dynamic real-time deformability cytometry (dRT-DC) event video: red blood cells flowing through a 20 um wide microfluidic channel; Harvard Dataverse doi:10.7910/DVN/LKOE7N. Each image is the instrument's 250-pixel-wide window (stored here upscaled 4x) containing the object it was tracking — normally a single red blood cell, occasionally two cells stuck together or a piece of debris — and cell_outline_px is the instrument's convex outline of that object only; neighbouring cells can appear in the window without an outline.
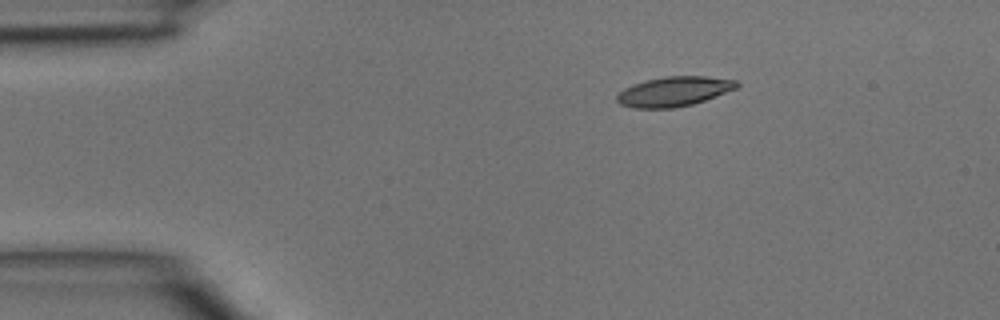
{"species": "common noctule bat (a hibernating species)", "species_latin": "Nyctalus noctula", "temperature_condition": "room temperature", "stored_images_in_passage": 38, "camera_frame_rate_fps": 3000, "um_per_image_px": 0.085, "animal": {"sex": "male", "body_mass_g": 15.6}, "frame": {"image": 1, "passage_image": 1, "time_ms": 0.0, "image_size_px": [1000, 320], "cell_outline_px": [[740, 84], [736, 88], [704, 100], [692, 104], [672, 108], [632, 108], [620, 104], [616, 100], [616, 96], [624, 88], [632, 84], [664, 76], [704, 76], [736, 80]], "centroid_in_image_um": [57.25, 7.77], "position_along_channel_um": 27.7, "area_um2": 20.58}}
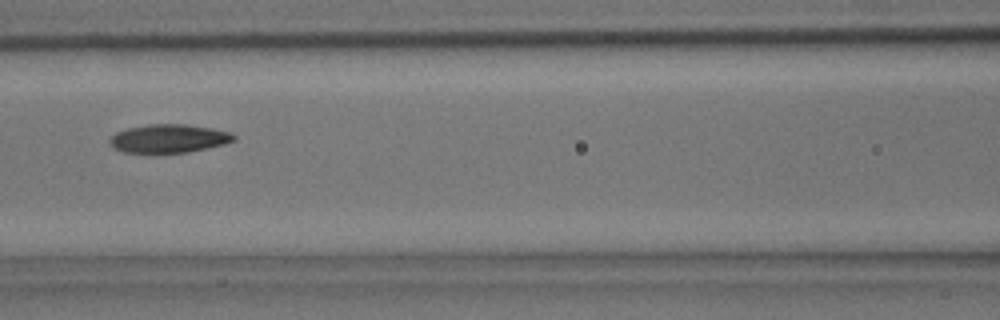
{"frame": {"image": 2, "passage_image": 13, "time_ms": 4.0, "image_size_px": [1000, 320], "cell_outline_px": [[236, 140], [224, 144], [188, 152], [124, 152], [116, 148], [108, 140], [116, 132], [128, 128], [148, 124], [184, 124], [212, 128], [228, 132], [236, 136]], "centroid_in_image_um": [14.37, 11.76], "position_along_channel_um": 152.2, "area_um2": 20.23}}
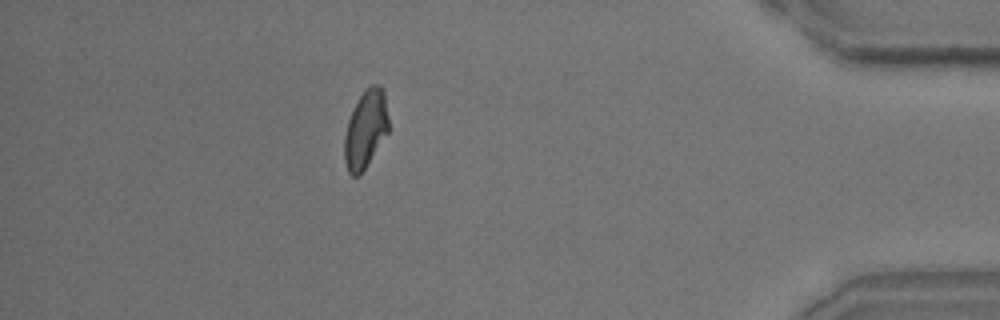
{"frame": {"image": 3, "passage_image": 33, "time_ms": 10.667, "image_size_px": [1000, 320], "cell_outline_px": [[388, 132], [360, 176], [352, 176], [348, 172], [344, 160], [344, 136], [348, 120], [364, 88], [368, 84], [380, 84], [384, 92], [388, 116]], "centroid_in_image_um": [31.07, 10.98], "position_along_channel_um": 404.1, "area_um2": 20.11}}